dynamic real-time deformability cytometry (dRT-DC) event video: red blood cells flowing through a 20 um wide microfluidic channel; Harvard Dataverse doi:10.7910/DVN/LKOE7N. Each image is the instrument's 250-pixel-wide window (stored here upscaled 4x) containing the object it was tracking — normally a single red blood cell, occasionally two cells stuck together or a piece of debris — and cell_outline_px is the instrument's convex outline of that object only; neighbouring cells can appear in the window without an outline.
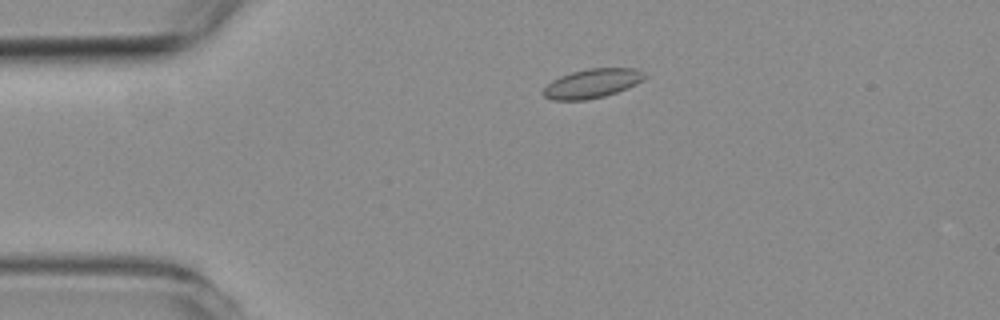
{"species": "common noctule bat (a hibernating species)", "species_latin": "Nyctalus noctula", "temperature_condition": "room temperature", "stored_images_in_passage": 4, "camera_frame_rate_fps": 3000, "um_per_image_px": 0.085, "animal": {"sex": "female", "body_mass_g": 19.3, "forearm_length_mm": 54.1}, "frame": {"image": 1, "passage_image": 3, "time_ms": 2.667, "image_size_px": [1000, 320], "cell_outline_px": [[648, 76], [644, 80], [628, 88], [604, 96], [584, 100], [552, 100], [544, 96], [540, 92], [552, 80], [560, 76], [572, 72], [588, 68], [636, 68], [644, 72]], "centroid_in_image_um": [50.35, 7.08], "position_along_channel_um": 34.7, "area_um2": 17.34}}